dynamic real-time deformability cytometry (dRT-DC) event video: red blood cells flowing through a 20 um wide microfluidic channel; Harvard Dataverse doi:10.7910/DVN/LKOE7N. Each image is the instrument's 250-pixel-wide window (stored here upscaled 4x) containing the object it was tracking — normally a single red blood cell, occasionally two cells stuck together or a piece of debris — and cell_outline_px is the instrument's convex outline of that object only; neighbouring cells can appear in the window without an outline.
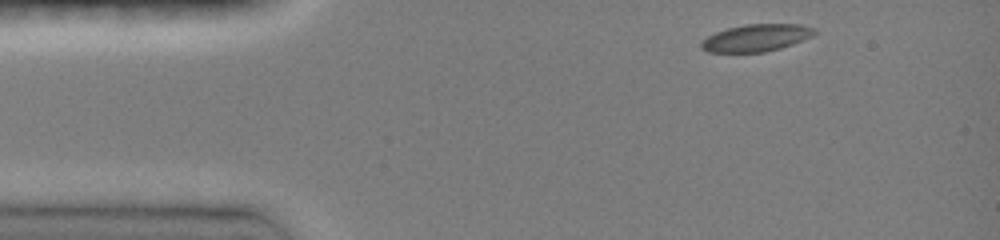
{"species": "common noctule bat (a hibernating species)", "species_latin": "Nyctalus noctula", "temperature_condition": "room temperature", "stored_images_in_passage": 4, "camera_frame_rate_fps": 3000, "um_per_image_px": 0.085, "animal": {"sex": "female", "body_mass_g": 19.0, "forearm_length_mm": 51.5}, "frame": {"image": 1, "passage_image": 1, "time_ms": 0.0, "image_size_px": [1000, 240], "cell_outline_px": [[816, 32], [812, 36], [792, 44], [780, 48], [764, 52], [708, 52], [700, 48], [700, 40], [716, 32], [728, 28], [744, 24], [800, 24], [816, 28]], "centroid_in_image_um": [64.26, 3.21], "position_along_channel_um": 20.7, "area_um2": 17.98}}
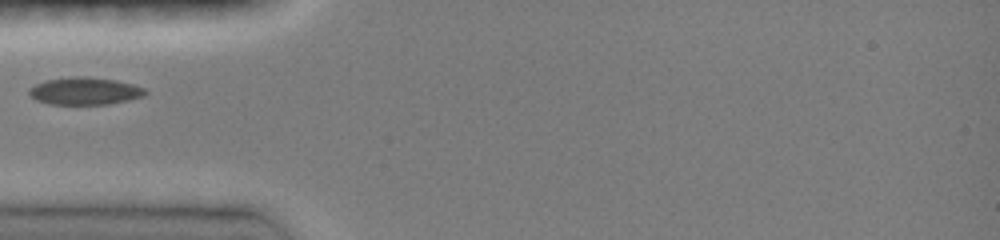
{"frame": {"image": 2, "passage_image": 4, "time_ms": 3.0, "image_size_px": [1000, 240], "cell_outline_px": [[148, 92], [144, 96], [128, 100], [108, 104], [48, 104], [36, 100], [28, 92], [28, 88], [44, 80], [72, 76], [88, 76], [116, 80], [132, 84], [144, 88]], "centroid_in_image_um": [7.19, 7.73], "position_along_channel_um": 77.8, "area_um2": 18.67}}